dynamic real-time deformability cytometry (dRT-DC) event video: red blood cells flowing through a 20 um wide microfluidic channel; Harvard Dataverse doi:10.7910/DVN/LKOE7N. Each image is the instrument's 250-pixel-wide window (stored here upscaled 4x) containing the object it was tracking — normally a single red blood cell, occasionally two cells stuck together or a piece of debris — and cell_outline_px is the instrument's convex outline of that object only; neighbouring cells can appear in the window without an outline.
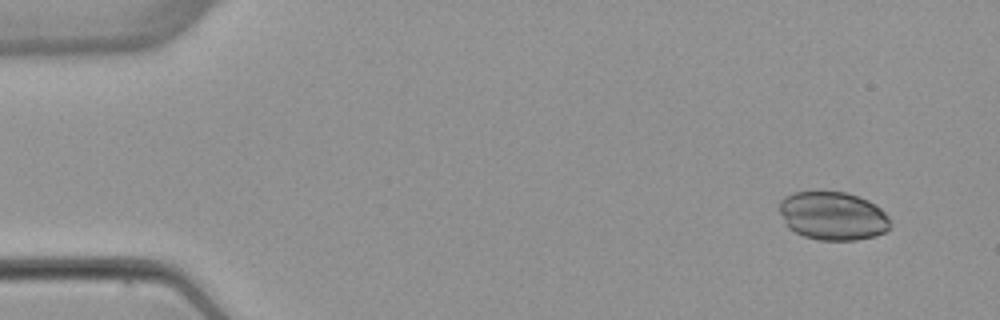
{"species": "common noctule bat (a hibernating species)", "species_latin": "Nyctalus noctula", "temperature_condition": "warm", "stored_images_in_passage": 4, "camera_frame_rate_fps": 3000, "um_per_image_px": 0.085, "animal": {"sex": "female", "body_mass_g": 22.7, "forearm_length_mm": 54.2}, "frame": {"image": 1, "passage_image": 1, "time_ms": 0.0, "image_size_px": [1000, 320], "cell_outline_px": [[892, 224], [884, 232], [876, 236], [856, 240], [820, 240], [804, 236], [788, 228], [780, 212], [780, 200], [784, 196], [792, 192], [848, 192], [868, 200], [876, 204], [888, 216]], "centroid_in_image_um": [70.81, 18.35], "position_along_channel_um": 14.2, "area_um2": 31.39}}
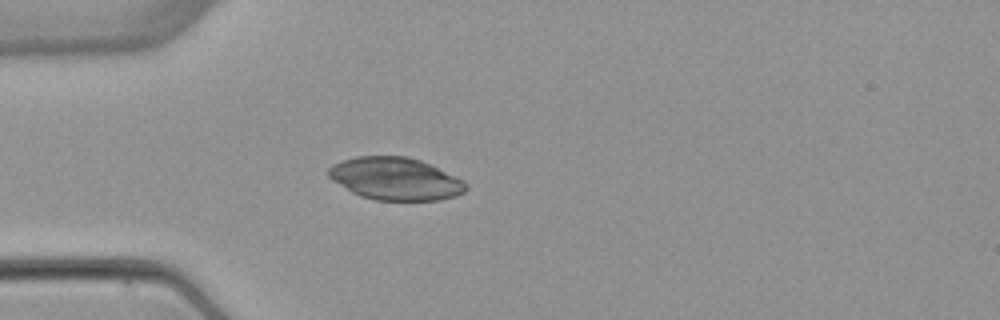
{"frame": {"image": 2, "passage_image": 4, "time_ms": 3.667, "image_size_px": [1000, 320], "cell_outline_px": [[468, 188], [464, 192], [456, 196], [440, 200], [376, 200], [360, 196], [352, 192], [332, 180], [328, 176], [328, 168], [332, 164], [356, 156], [408, 156], [432, 164], [464, 180], [468, 184]], "centroid_in_image_um": [33.64, 15.19], "position_along_channel_um": 51.4, "area_um2": 34.28}}